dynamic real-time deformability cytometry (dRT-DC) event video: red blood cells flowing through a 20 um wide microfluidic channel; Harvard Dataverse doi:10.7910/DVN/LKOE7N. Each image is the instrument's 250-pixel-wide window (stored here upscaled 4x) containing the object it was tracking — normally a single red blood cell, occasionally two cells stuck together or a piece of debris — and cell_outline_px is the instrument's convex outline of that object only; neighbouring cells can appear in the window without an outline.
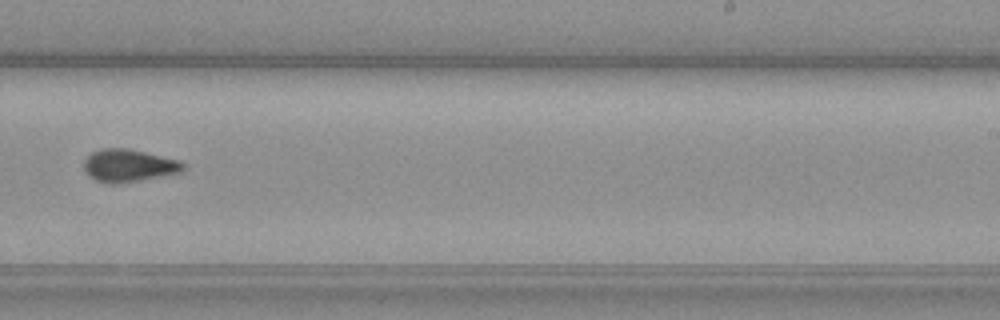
{"species": "common noctule bat (a hibernating species)", "species_latin": "Nyctalus noctula", "temperature_condition": "warm", "stored_images_in_passage": 10, "camera_frame_rate_fps": 3000, "um_per_image_px": 0.085, "animal": {"sex": "female", "body_mass_g": 19.3, "forearm_length_mm": 54.1}, "frame": {"image": 1, "passage_image": 9, "time_ms": 10.333, "image_size_px": [1000, 320], "cell_outline_px": [[184, 168], [180, 172], [164, 176], [116, 184], [108, 184], [96, 180], [88, 176], [84, 168], [84, 160], [92, 152], [100, 148], [128, 148], [180, 160], [184, 164]], "centroid_in_image_um": [10.92, 14.07], "position_along_channel_um": 278.1, "area_um2": 18.96}}